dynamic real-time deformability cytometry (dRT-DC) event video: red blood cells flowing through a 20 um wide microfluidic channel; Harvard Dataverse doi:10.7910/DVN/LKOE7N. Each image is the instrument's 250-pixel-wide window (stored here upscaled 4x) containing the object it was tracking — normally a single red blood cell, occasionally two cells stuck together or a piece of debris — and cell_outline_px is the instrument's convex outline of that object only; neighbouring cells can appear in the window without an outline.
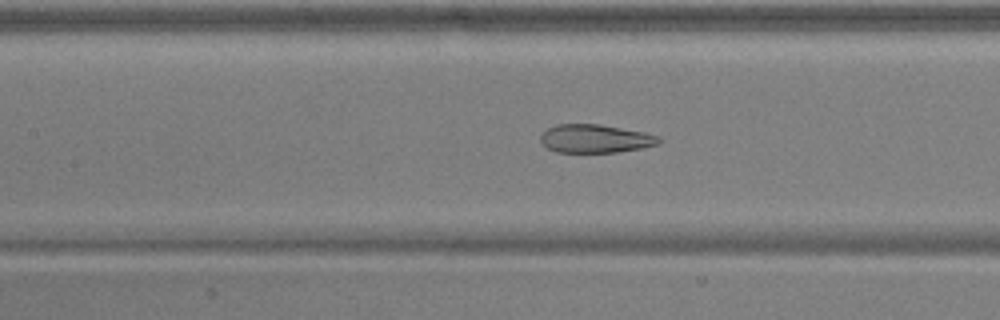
{"species": "common noctule bat (a hibernating species)", "species_latin": "Nyctalus noctula", "temperature_condition": "warm", "stored_images_in_passage": 51, "camera_frame_rate_fps": 3000, "um_per_image_px": 0.085, "animal": {"sex": "male", "body_mass_g": 17.9, "forearm_length_mm": 54.2}, "frame": {"image": 1, "passage_image": 23, "time_ms": 7.333, "image_size_px": [1000, 320], "cell_outline_px": [[660, 144], [640, 148], [616, 152], [556, 152], [548, 148], [540, 140], [540, 136], [548, 128], [556, 124], [600, 124], [644, 132], [660, 136]], "centroid_in_image_um": [50.61, 11.78], "position_along_channel_um": 156.8, "area_um2": 19.48}}
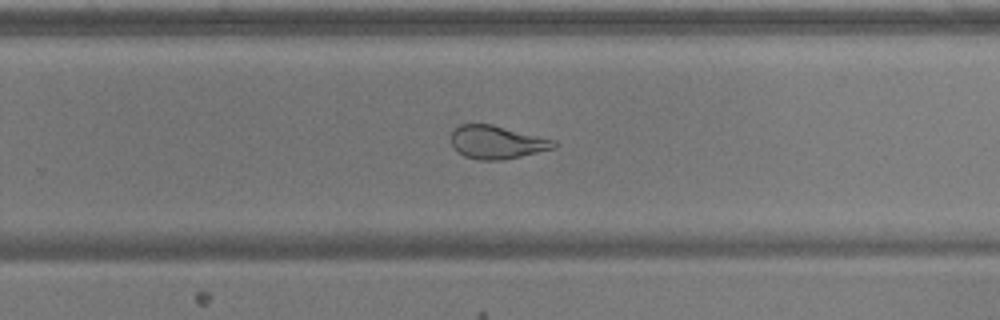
{"frame": {"image": 2, "passage_image": 33, "time_ms": 10.667, "image_size_px": [1000, 320], "cell_outline_px": [[556, 148], [504, 160], [480, 160], [464, 156], [452, 148], [452, 132], [460, 124], [492, 124], [556, 140]], "centroid_in_image_um": [42.25, 12.09], "position_along_channel_um": 287.6, "area_um2": 19.94}}
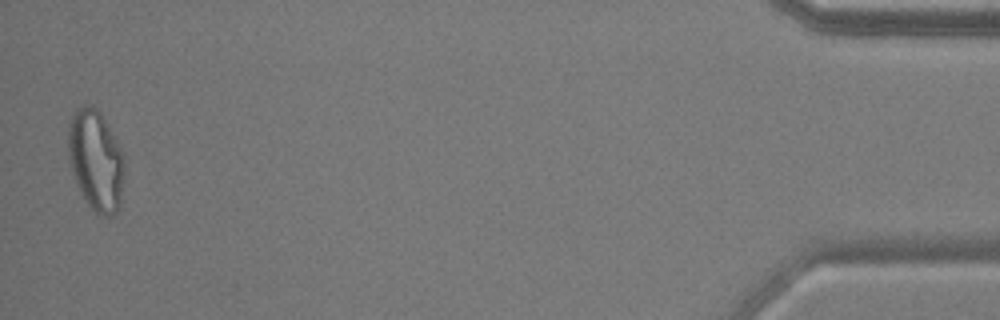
{"frame": {"image": 3, "passage_image": 50, "time_ms": 16.333, "image_size_px": [1000, 320], "cell_outline_px": [[124, 172], [120, 204], [116, 212], [112, 216], [104, 216], [96, 212], [88, 204], [80, 192], [76, 184], [72, 172], [68, 156], [68, 124], [76, 108], [84, 104], [88, 104], [96, 108], [100, 112], [116, 140], [124, 156]], "centroid_in_image_um": [8.13, 13.62], "position_along_channel_um": 427.1, "area_um2": 33.0}}